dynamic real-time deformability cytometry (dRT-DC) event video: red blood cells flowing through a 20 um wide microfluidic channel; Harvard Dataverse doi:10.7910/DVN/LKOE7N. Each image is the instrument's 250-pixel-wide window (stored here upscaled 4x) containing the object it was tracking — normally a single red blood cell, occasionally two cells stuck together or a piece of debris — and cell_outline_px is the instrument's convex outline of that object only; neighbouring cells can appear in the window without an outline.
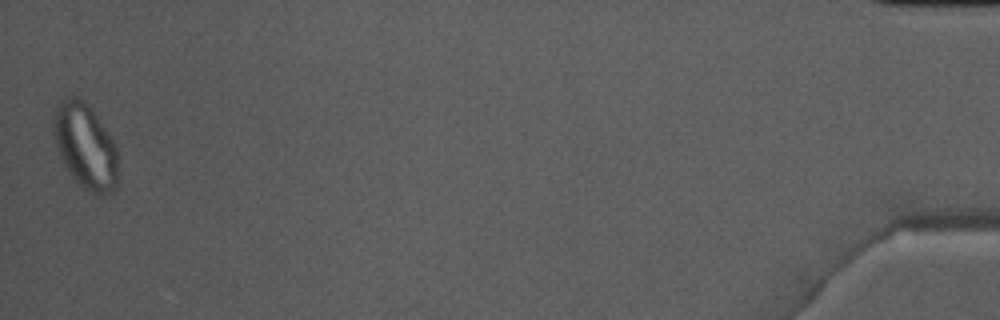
{"species": "Egyptian fruit bat (a non-hibernating species)", "species_latin": "Rousettus aegyptiacus", "temperature_condition": "warm", "stored_images_in_passage": 37, "camera_frame_rate_fps": 3000, "um_per_image_px": 0.085, "animal": {"sex": "male"}, "frame": {"image": 1, "passage_image": 37, "time_ms": 12.0, "image_size_px": [1000, 320], "cell_outline_px": [[116, 188], [112, 192], [104, 196], [100, 196], [88, 192], [72, 176], [64, 164], [60, 156], [52, 132], [52, 120], [56, 108], [60, 100], [68, 96], [76, 96], [84, 100], [112, 140], [116, 148]], "centroid_in_image_um": [7.21, 12.43], "position_along_channel_um": 428.0, "area_um2": 31.62}, "authors_computed_cell_mechanics": {"area_um2": 28.9, "velocity_mm_per_s": 4.0562, "shape_relaxation_time_tau1_ms": null, "shape_relaxation_time_tau2_ms": 1.7651, "deformation_change_tau1": null, "deformation_change_tau2": 0.0528}}